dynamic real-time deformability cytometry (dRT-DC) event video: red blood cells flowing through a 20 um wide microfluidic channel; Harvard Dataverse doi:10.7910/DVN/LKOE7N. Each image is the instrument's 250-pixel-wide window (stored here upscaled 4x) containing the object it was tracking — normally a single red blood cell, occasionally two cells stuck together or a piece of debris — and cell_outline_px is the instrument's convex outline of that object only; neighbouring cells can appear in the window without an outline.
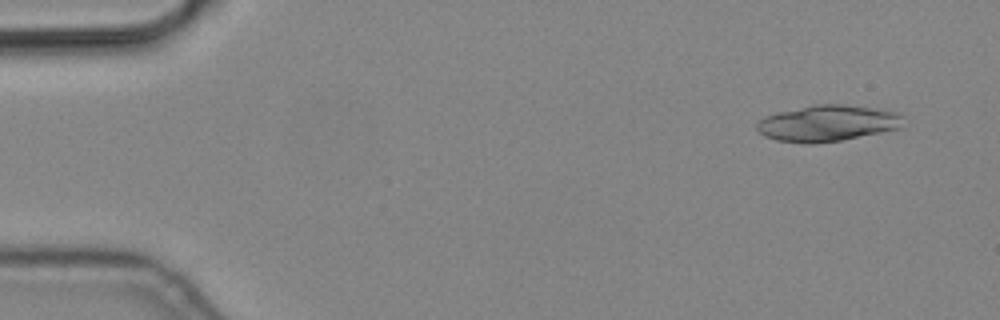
{"species": "common noctule bat (a hibernating species)", "species_latin": "Nyctalus noctula", "temperature_condition": "cold", "stored_images_in_passage": 5, "camera_frame_rate_fps": 3000, "um_per_image_px": 0.085, "animal": {"sex": "male", "body_mass_g": 19.2, "forearm_length_mm": 51.8}, "frame": {"image": 1, "passage_image": 1, "time_ms": 0.0, "image_size_px": [1000, 320], "cell_outline_px": [[904, 128], [840, 140], [816, 144], [808, 144], [776, 140], [764, 136], [756, 128], [756, 124], [764, 116], [780, 112], [816, 104], [844, 104], [900, 112], [904, 116]], "centroid_in_image_um": [70.4, 10.48], "position_along_channel_um": 14.6, "area_um2": 31.1}}